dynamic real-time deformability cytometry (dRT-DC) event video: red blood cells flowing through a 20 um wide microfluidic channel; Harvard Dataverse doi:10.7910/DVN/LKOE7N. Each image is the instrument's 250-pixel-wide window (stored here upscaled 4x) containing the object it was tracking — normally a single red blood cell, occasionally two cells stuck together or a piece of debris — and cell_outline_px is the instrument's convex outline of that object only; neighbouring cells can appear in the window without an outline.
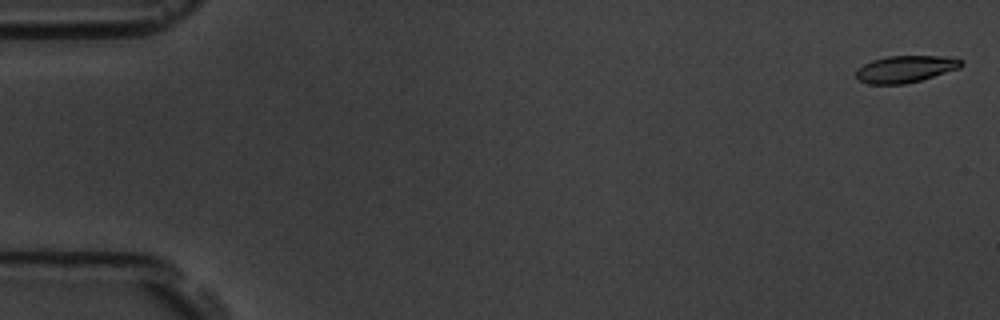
{"species": "common noctule bat (a hibernating species)", "species_latin": "Nyctalus noctula", "temperature_condition": "room temperature", "stored_images_in_passage": 9, "camera_frame_rate_fps": 3000, "um_per_image_px": 0.085, "animal": {"sex": "male", "body_mass_g": 19.5, "forearm_length_mm": 54.6}, "frame": {"image": 1, "passage_image": 1, "time_ms": 0.0, "image_size_px": [1000, 320], "cell_outline_px": [[964, 64], [960, 68], [920, 80], [904, 84], [868, 84], [860, 80], [856, 76], [856, 72], [864, 64], [872, 60], [888, 56], [944, 56], [964, 60]], "centroid_in_image_um": [76.99, 5.86], "position_along_channel_um": 8.0, "area_um2": 16.36}}
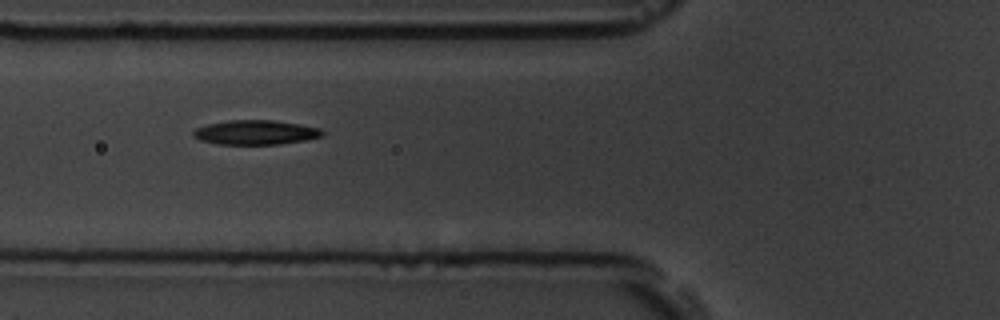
{"frame": {"image": 2, "passage_image": 7, "time_ms": 6.667, "image_size_px": [1000, 320], "cell_outline_px": [[324, 136], [304, 140], [280, 144], [220, 144], [200, 140], [192, 136], [192, 132], [196, 128], [208, 124], [228, 120], [272, 120], [300, 124], [320, 128], [324, 132]], "centroid_in_image_um": [21.73, 11.25], "position_along_channel_um": 104.1, "area_um2": 18.38}}
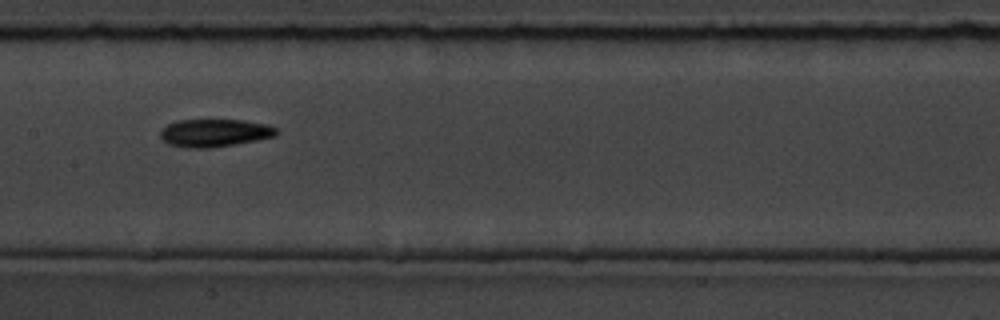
{"frame": {"image": 3, "passage_image": 9, "time_ms": 9.0, "image_size_px": [1000, 320], "cell_outline_px": [[276, 136], [236, 144], [208, 148], [188, 148], [168, 144], [160, 136], [160, 132], [168, 124], [176, 120], [244, 120], [268, 124], [276, 128]], "centroid_in_image_um": [18.24, 11.29], "position_along_channel_um": 189.2, "area_um2": 18.73}}